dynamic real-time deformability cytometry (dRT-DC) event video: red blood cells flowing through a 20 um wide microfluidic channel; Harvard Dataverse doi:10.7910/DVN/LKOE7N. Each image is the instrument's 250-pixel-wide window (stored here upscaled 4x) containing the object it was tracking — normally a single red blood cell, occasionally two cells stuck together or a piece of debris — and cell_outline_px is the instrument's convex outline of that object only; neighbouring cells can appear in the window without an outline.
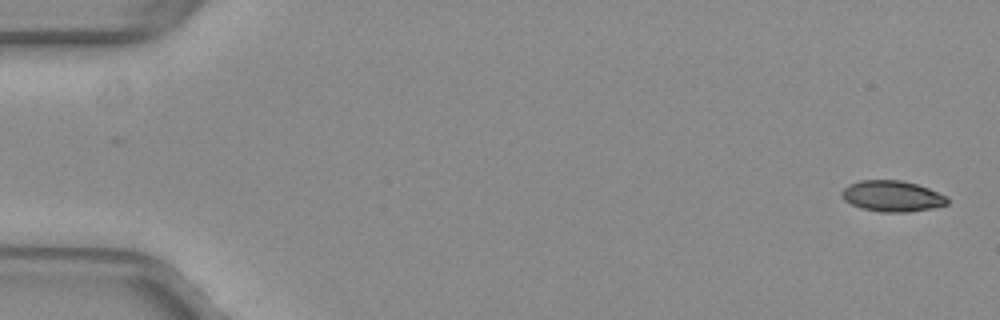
{"species": "common noctule bat (a hibernating species)", "species_latin": "Nyctalus noctula", "temperature_condition": "warm", "stored_images_in_passage": 51, "camera_frame_rate_fps": 3000, "um_per_image_px": 0.085, "animal": {"sex": "female", "body_mass_g": 29.2, "forearm_length_mm": 56.3}, "frame": {"image": 1, "passage_image": 1, "time_ms": 0.0, "image_size_px": [1000, 320], "cell_outline_px": [[948, 204], [932, 208], [908, 212], [880, 212], [860, 208], [844, 200], [840, 196], [840, 192], [848, 184], [860, 180], [900, 180], [916, 184], [928, 188], [948, 196]], "centroid_in_image_um": [75.81, 16.67], "position_along_channel_um": 9.2, "area_um2": 19.19}}
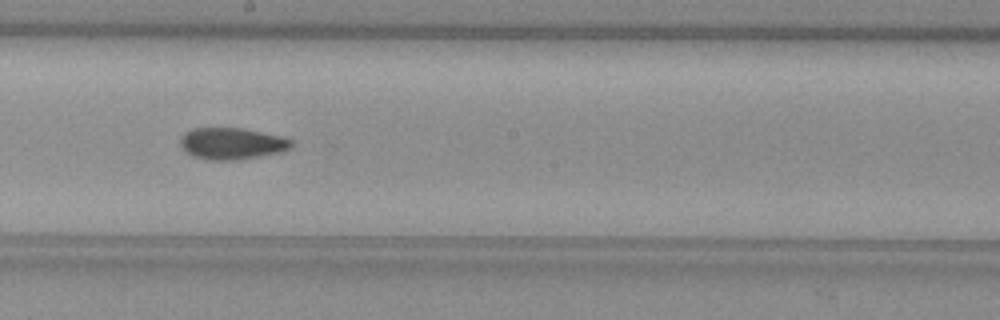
{"frame": {"image": 2, "passage_image": 29, "time_ms": 9.333, "image_size_px": [1000, 320], "cell_outline_px": [[296, 144], [292, 148], [284, 152], [240, 160], [208, 160], [192, 156], [184, 152], [180, 144], [180, 136], [184, 132], [192, 128], [244, 128], [284, 136], [292, 140]], "centroid_in_image_um": [19.75, 12.2], "position_along_channel_um": 228.4, "area_um2": 21.21}}
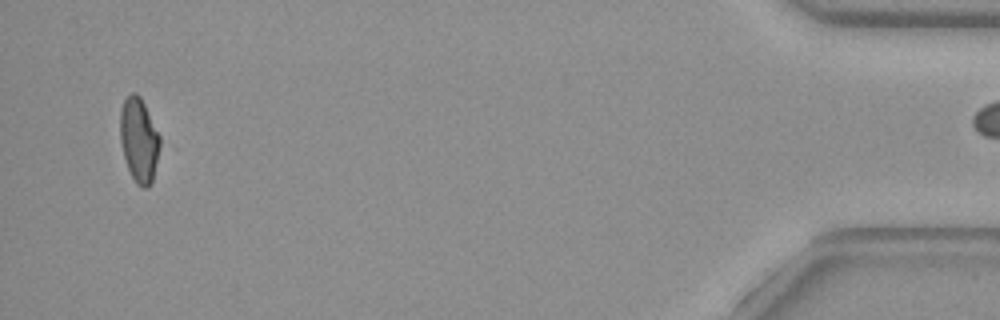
{"frame": {"image": 3, "passage_image": 50, "time_ms": 16.333, "image_size_px": [1000, 320], "cell_outline_px": [[160, 148], [152, 184], [144, 188], [136, 184], [128, 168], [124, 156], [120, 140], [120, 112], [124, 100], [132, 92], [136, 92], [140, 96], [160, 136]], "centroid_in_image_um": [11.82, 11.91], "position_along_channel_um": 423.4, "area_um2": 19.48}}